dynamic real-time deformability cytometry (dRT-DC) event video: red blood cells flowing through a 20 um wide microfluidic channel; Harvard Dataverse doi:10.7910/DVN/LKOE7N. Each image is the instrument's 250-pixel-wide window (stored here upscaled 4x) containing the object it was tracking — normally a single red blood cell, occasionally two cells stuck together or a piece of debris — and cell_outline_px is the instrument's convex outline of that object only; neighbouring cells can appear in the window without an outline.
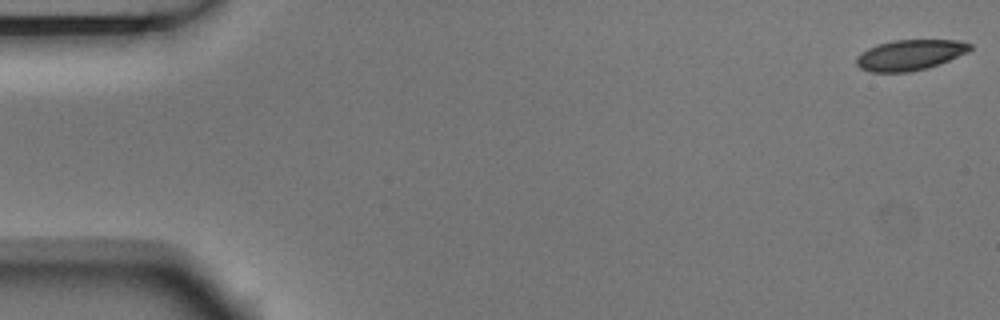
{"species": "Egyptian fruit bat (a non-hibernating species)", "species_latin": "Rousettus aegyptiacus", "temperature_condition": "room temperature", "stored_images_in_passage": 2, "camera_frame_rate_fps": 3000, "um_per_image_px": 0.085, "animal": {"sex": "male"}, "frame": {"image": 1, "passage_image": 1, "time_ms": 0.0, "image_size_px": [1000, 320], "cell_outline_px": [[972, 48], [968, 52], [940, 64], [928, 68], [912, 72], [868, 72], [860, 68], [856, 64], [856, 56], [860, 52], [876, 44], [892, 40], [960, 40], [972, 44]], "centroid_in_image_um": [77.33, 4.67], "position_along_channel_um": 7.7, "area_um2": 20.58}}
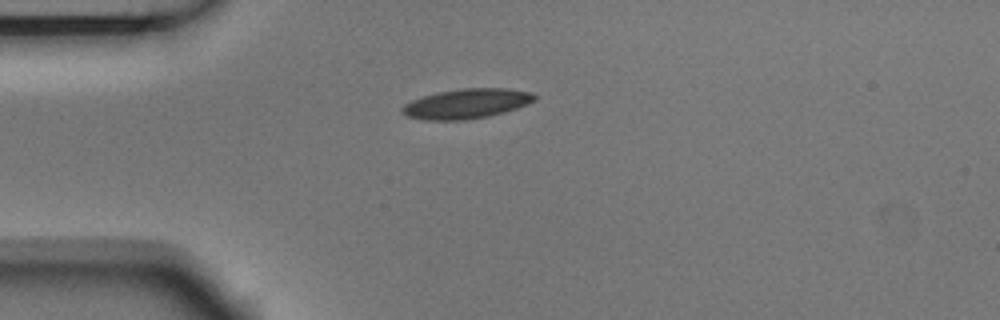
{"frame": {"image": 2, "passage_image": 2, "time_ms": 0.333, "image_size_px": [1000, 320], "cell_outline_px": [[536, 100], [528, 104], [504, 112], [488, 116], [468, 120], [420, 120], [408, 116], [400, 112], [400, 108], [404, 104], [412, 100], [436, 92], [460, 88], [508, 88], [532, 92], [536, 96]], "centroid_in_image_um": [39.64, 8.81], "position_along_channel_um": 45.4, "area_um2": 23.24}}